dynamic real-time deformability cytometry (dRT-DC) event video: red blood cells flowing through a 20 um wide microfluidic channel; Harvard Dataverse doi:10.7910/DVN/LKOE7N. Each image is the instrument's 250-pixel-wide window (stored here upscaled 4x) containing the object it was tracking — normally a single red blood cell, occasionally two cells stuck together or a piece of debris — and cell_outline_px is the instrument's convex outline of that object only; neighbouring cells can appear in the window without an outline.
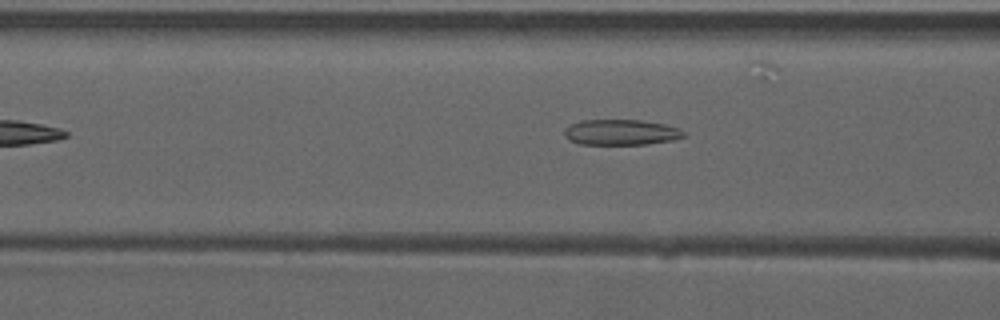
{"species": "common noctule bat (a hibernating species)", "species_latin": "Nyctalus noctula", "temperature_condition": "warm", "stored_images_in_passage": 6, "camera_frame_rate_fps": 3000, "um_per_image_px": 0.085, "animal": {"sex": "male", "forearm_length_mm": 52.5}, "frame": {"image": 1, "passage_image": 4, "time_ms": 1.0, "image_size_px": [1000, 320], "cell_outline_px": [[684, 136], [672, 140], [648, 144], [580, 144], [568, 140], [564, 136], [564, 128], [580, 120], [640, 120], [664, 124], [680, 128], [684, 132]], "centroid_in_image_um": [52.75, 11.24], "position_along_channel_um": 113.8, "area_um2": 17.8}}
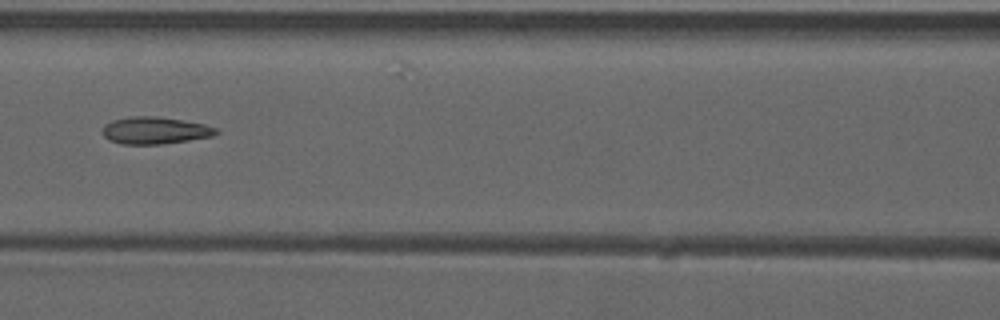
{"frame": {"image": 2, "passage_image": 5, "time_ms": 1.333, "image_size_px": [1000, 320], "cell_outline_px": [[220, 132], [212, 136], [188, 140], [160, 144], [120, 144], [108, 140], [104, 136], [104, 124], [112, 120], [128, 116], [156, 116], [204, 124], [216, 128]], "centroid_in_image_um": [13.14, 11.08], "position_along_channel_um": 153.5, "area_um2": 17.86}}